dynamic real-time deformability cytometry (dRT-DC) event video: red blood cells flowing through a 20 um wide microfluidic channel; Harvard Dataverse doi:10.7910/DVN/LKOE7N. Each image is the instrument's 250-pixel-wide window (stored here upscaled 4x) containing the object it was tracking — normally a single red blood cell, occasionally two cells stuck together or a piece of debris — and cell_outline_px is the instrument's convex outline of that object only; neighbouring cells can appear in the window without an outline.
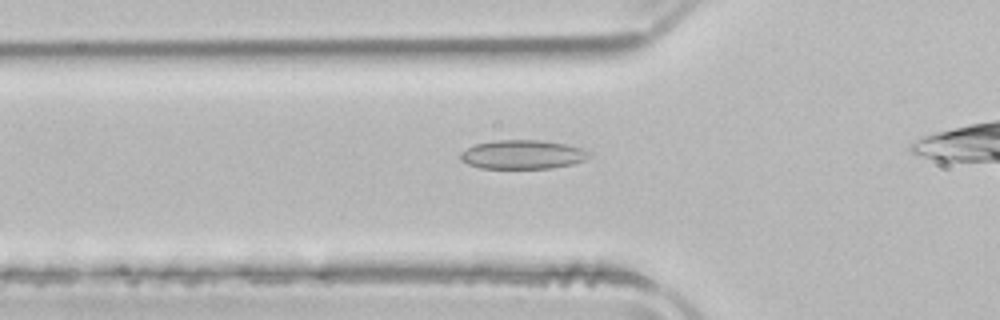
{"species": "common noctule bat (a hibernating species)", "species_latin": "Nyctalus noctula", "temperature_condition": "room temperature", "stored_images_in_passage": 36, "camera_frame_rate_fps": 3000, "um_per_image_px": 0.085, "animal": {"sex": "male", "body_mass_g": 21.5, "forearm_length_mm": 52.0}, "frame": {"image": 1, "passage_image": 7, "time_ms": 2.0, "image_size_px": [1000, 320], "cell_outline_px": [[592, 156], [584, 160], [572, 164], [552, 168], [480, 168], [468, 164], [460, 160], [460, 152], [476, 144], [496, 140], [540, 140], [564, 144], [584, 148], [592, 152]], "centroid_in_image_um": [44.46, 13.13], "position_along_channel_um": 81.3, "area_um2": 21.79}}
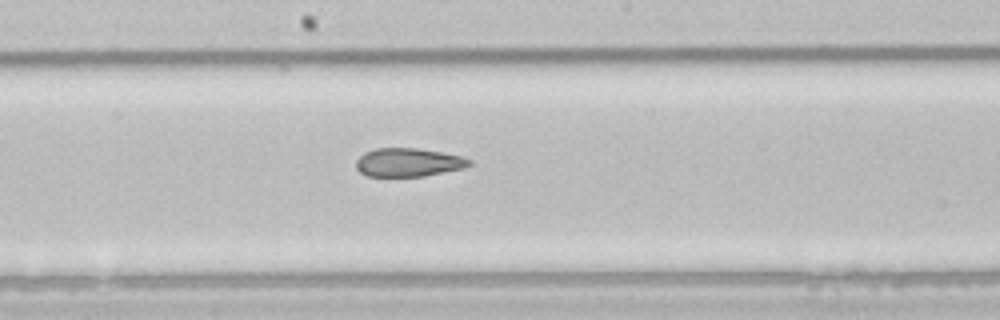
{"frame": {"image": 2, "passage_image": 17, "time_ms": 5.333, "image_size_px": [1000, 320], "cell_outline_px": [[472, 164], [464, 168], [424, 176], [368, 176], [360, 172], [356, 168], [356, 160], [364, 152], [376, 148], [420, 148], [460, 156], [472, 160]], "centroid_in_image_um": [34.7, 13.8], "position_along_channel_um": 213.5, "area_um2": 18.79}}
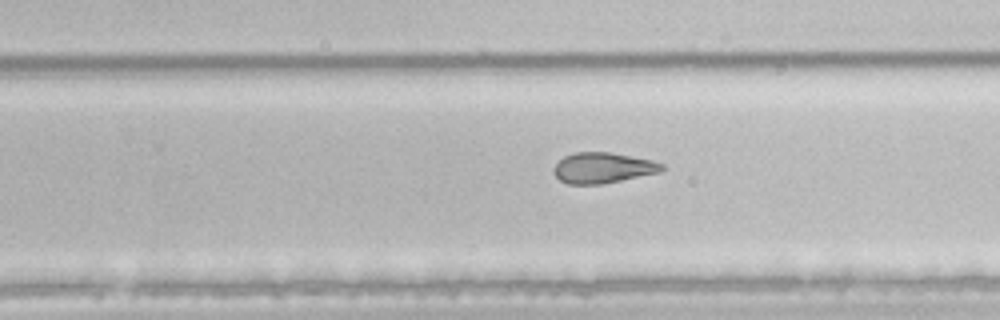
{"frame": {"image": 3, "passage_image": 22, "time_ms": 7.0, "image_size_px": [1000, 320], "cell_outline_px": [[664, 168], [660, 172], [600, 184], [568, 184], [560, 180], [552, 172], [552, 168], [564, 156], [576, 152], [608, 152], [652, 160], [664, 164]], "centroid_in_image_um": [51.21, 14.26], "position_along_channel_um": 278.6, "area_um2": 19.13}, "authors_computed_cell_mechanics": {"area_um2": 20.5768, "velocity_mm_per_s": 3.9338, "shape_relaxation_time_tau1_ms": null, "shape_relaxation_time_tau2_ms": 3.7726, "deformation_change_tau1": null, "deformation_change_tau2": 0.1082}}